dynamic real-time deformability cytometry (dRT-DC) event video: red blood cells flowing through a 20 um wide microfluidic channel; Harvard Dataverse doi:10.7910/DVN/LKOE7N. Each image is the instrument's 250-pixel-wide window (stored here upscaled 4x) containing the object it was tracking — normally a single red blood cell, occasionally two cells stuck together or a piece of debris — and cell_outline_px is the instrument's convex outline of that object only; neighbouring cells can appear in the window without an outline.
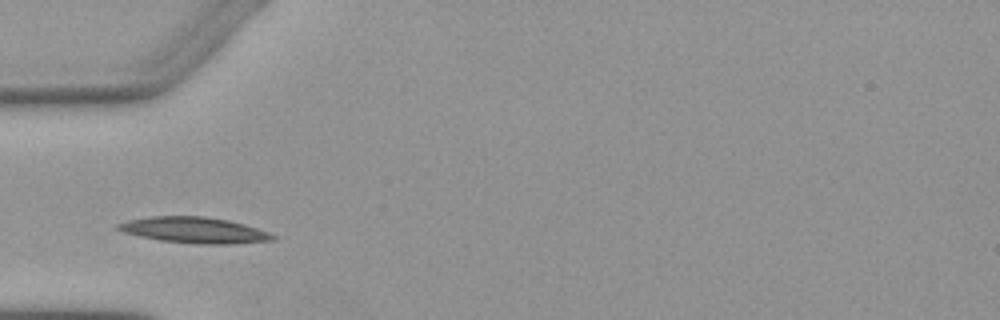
{"species": "Egyptian fruit bat (a non-hibernating species)", "species_latin": "Rousettus aegyptiacus", "temperature_condition": "warm", "stored_images_in_passage": 3, "camera_frame_rate_fps": 3000, "um_per_image_px": 0.085, "animal": {"sex": "female"}, "frame": {"image": 1, "passage_image": 2, "time_ms": 1.333, "image_size_px": [1000, 320], "cell_outline_px": [[276, 240], [232, 244], [196, 244], [160, 240], [140, 236], [124, 232], [116, 228], [116, 224], [128, 220], [152, 216], [204, 216], [228, 220], [244, 224], [268, 232], [276, 236]], "centroid_in_image_um": [16.53, 19.56], "position_along_channel_um": 68.5, "area_um2": 23.35}}